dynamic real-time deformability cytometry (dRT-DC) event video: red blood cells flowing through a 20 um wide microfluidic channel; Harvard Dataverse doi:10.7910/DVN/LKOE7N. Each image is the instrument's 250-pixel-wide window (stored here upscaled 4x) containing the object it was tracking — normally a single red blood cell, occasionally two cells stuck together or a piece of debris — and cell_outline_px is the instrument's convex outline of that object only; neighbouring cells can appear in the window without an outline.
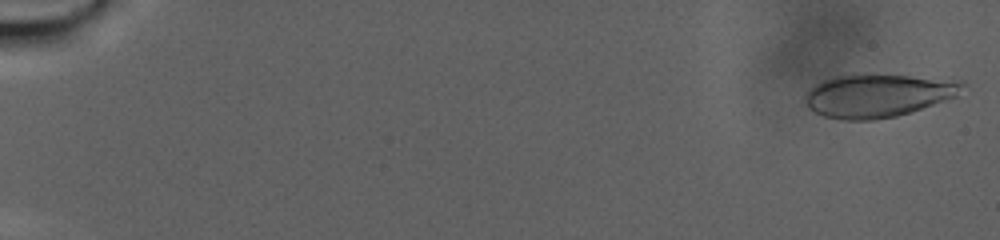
{"species": "human", "species_latin": "Homo sapiens", "temperature_condition": "warm", "stored_images_in_passage": 102, "camera_frame_rate_fps": 3000, "um_per_image_px": 0.085, "donor": {"sex": "male"}, "frame": {"image": 1, "passage_image": 2, "time_ms": 0.333, "image_size_px": [1000, 240], "cell_outline_px": [[964, 84], [956, 96], [912, 112], [896, 116], [872, 120], [844, 120], [824, 116], [808, 108], [804, 100], [804, 96], [816, 84], [824, 80], [836, 76], [856, 72], [872, 72], [964, 80]], "centroid_in_image_um": [74.63, 8.08], "position_along_channel_um": 10.4, "area_um2": 40.34}}
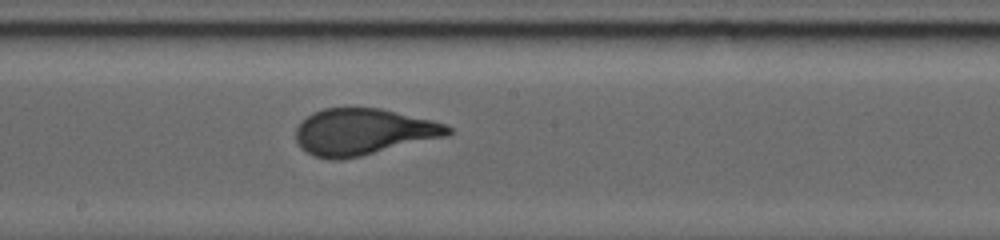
{"frame": {"image": 2, "passage_image": 60, "time_ms": 19.667, "image_size_px": [1000, 240], "cell_outline_px": [[452, 132], [448, 136], [360, 156], [340, 160], [332, 160], [312, 156], [300, 148], [296, 140], [296, 128], [312, 112], [324, 108], [380, 108], [432, 120], [448, 124], [452, 128]], "centroid_in_image_um": [30.88, 11.21], "position_along_channel_um": 217.3, "area_um2": 41.27}}
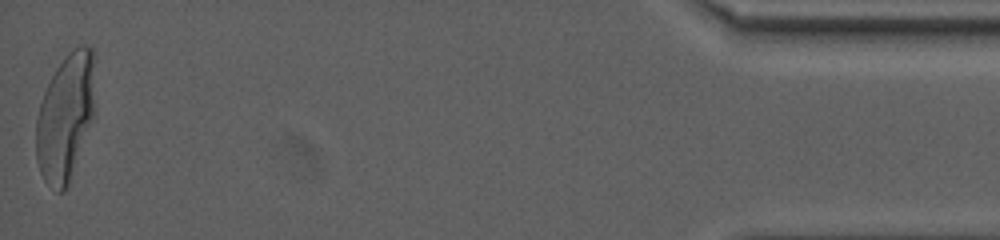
{"frame": {"image": 3, "passage_image": 102, "time_ms": 33.667, "image_size_px": [1000, 240], "cell_outline_px": [[96, 116], [68, 188], [64, 192], [56, 192], [44, 180], [40, 172], [36, 160], [36, 120], [40, 104], [44, 92], [56, 68], [68, 52], [72, 48], [80, 44], [84, 44], [92, 48]], "centroid_in_image_um": [5.6, 10.01], "position_along_channel_um": 429.6, "area_um2": 44.74}, "authors_computed_cell_mechanics": {"area_um2": 40.9224, "velocity_mm_per_s": 2.0859, "shape_relaxation_time_tau1_ms": 9.8083, "shape_relaxation_time_tau2_ms": null, "deformation_change_tau1": 0.2488, "deformation_change_tau2": null}}